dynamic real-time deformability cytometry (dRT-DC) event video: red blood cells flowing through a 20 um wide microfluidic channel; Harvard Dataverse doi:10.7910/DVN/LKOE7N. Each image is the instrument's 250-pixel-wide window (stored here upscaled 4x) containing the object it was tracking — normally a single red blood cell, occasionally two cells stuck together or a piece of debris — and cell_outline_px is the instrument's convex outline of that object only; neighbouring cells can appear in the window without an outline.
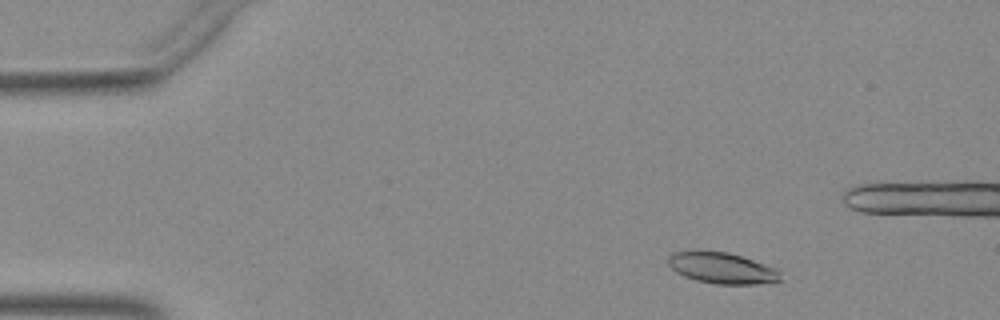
{"species": "Egyptian fruit bat (a non-hibernating species)", "species_latin": "Rousettus aegyptiacus", "temperature_condition": "warm", "stored_images_in_passage": 49, "camera_frame_rate_fps": 3000, "um_per_image_px": 0.085, "animal": {"sex": "female"}, "frame": {"image": 1, "passage_image": 6, "time_ms": 1.667, "image_size_px": [1000, 320], "cell_outline_px": [[780, 280], [760, 284], [716, 284], [696, 280], [684, 276], [676, 272], [668, 264], [668, 256], [672, 252], [728, 252], [776, 268], [780, 272]], "centroid_in_image_um": [61.37, 22.8], "position_along_channel_um": 23.6, "area_um2": 19.94}}
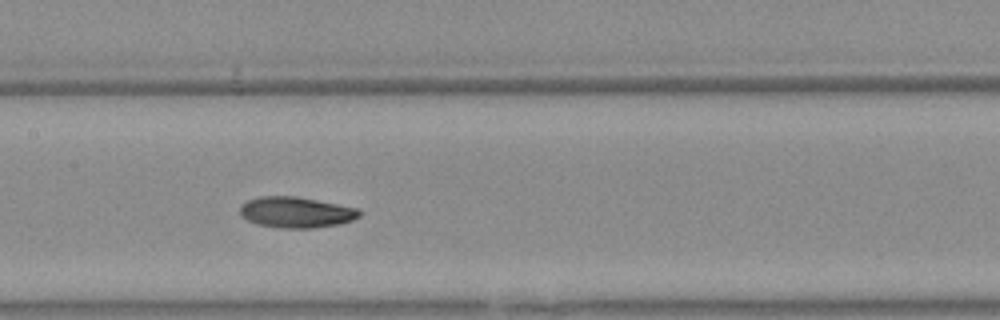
{"frame": {"image": 2, "passage_image": 24, "time_ms": 7.667, "image_size_px": [1000, 320], "cell_outline_px": [[360, 216], [352, 220], [340, 224], [312, 228], [280, 228], [256, 224], [240, 216], [240, 208], [248, 200], [260, 196], [296, 196], [356, 208], [360, 212]], "centroid_in_image_um": [25.14, 18.05], "position_along_channel_um": 182.3, "area_um2": 21.33}}
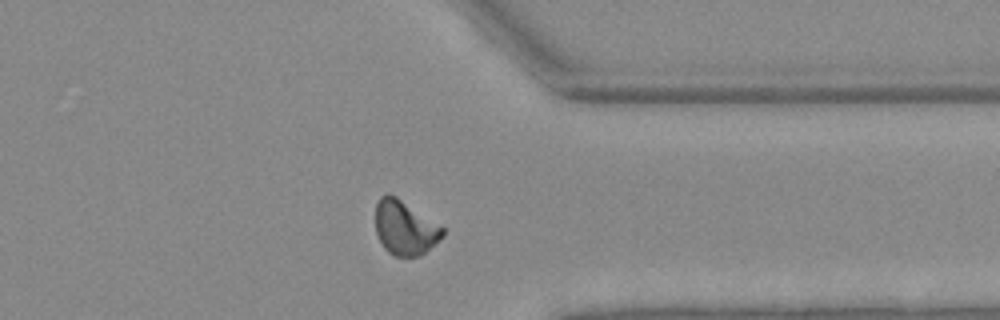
{"frame": {"image": 3, "passage_image": 39, "time_ms": 12.667, "image_size_px": [1000, 320], "cell_outline_px": [[444, 236], [420, 256], [392, 256], [384, 248], [376, 236], [376, 204], [380, 196], [388, 192], [396, 196], [444, 228]], "centroid_in_image_um": [34.39, 19.36], "position_along_channel_um": 377.0, "area_um2": 21.27}}